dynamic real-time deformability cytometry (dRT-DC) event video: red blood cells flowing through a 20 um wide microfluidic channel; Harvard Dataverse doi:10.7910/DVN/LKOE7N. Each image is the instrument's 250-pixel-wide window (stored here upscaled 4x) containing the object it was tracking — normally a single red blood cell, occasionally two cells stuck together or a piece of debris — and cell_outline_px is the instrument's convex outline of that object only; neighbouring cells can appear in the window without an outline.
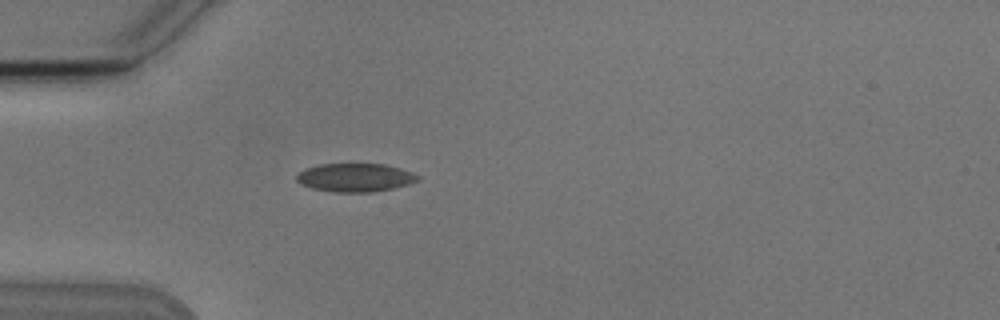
{"species": "Egyptian fruit bat (a non-hibernating species)", "species_latin": "Rousettus aegyptiacus", "temperature_condition": "cold", "stored_images_in_passage": 5, "camera_frame_rate_fps": 3000, "um_per_image_px": 0.085, "animal": {"sex": "male"}, "frame": {"image": 1, "passage_image": 5, "time_ms": 5.0, "image_size_px": [1000, 320], "cell_outline_px": [[420, 180], [408, 184], [392, 188], [372, 192], [336, 192], [312, 188], [300, 184], [296, 180], [296, 176], [304, 168], [320, 164], [384, 164], [400, 168], [412, 172], [420, 176]], "centroid_in_image_um": [30.19, 15.09], "position_along_channel_um": 54.8, "area_um2": 20.06}}